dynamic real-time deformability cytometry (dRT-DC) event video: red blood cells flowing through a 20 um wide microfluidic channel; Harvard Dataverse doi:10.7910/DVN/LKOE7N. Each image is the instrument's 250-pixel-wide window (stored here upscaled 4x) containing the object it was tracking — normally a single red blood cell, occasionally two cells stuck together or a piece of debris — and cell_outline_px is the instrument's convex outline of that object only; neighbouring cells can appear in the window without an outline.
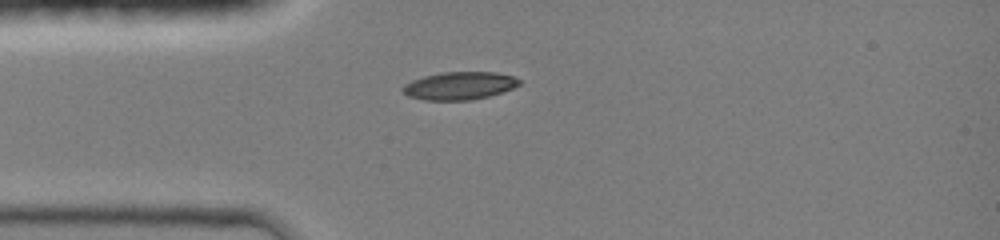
{"species": "common noctule bat (a hibernating species)", "species_latin": "Nyctalus noctula", "temperature_condition": "room temperature", "stored_images_in_passage": 34, "camera_frame_rate_fps": 3000, "um_per_image_px": 0.085, "animal": {"sex": "female", "body_mass_g": 19.0, "forearm_length_mm": 51.5}, "frame": {"image": 1, "passage_image": 1, "time_ms": 0.0, "image_size_px": [1000, 240], "cell_outline_px": [[520, 84], [512, 88], [488, 96], [472, 100], [424, 100], [408, 96], [400, 88], [404, 84], [412, 80], [424, 76], [440, 72], [496, 72], [512, 76], [520, 80]], "centroid_in_image_um": [39.01, 7.28], "position_along_channel_um": 46.0, "area_um2": 18.84}}
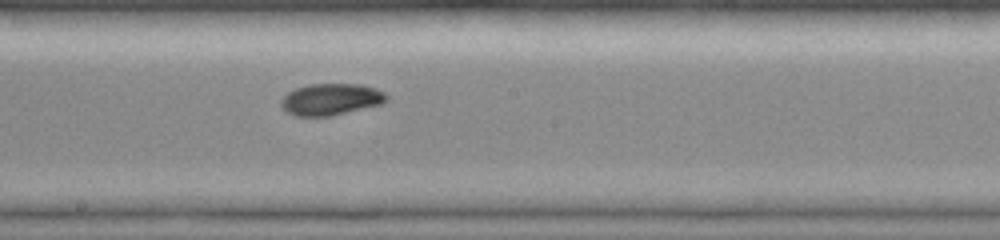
{"frame": {"image": 2, "passage_image": 14, "time_ms": 4.333, "image_size_px": [1000, 240], "cell_outline_px": [[388, 100], [380, 104], [328, 116], [296, 116], [288, 112], [280, 104], [280, 100], [288, 92], [296, 88], [308, 84], [360, 84], [376, 88], [384, 92], [388, 96]], "centroid_in_image_um": [28.12, 8.43], "position_along_channel_um": 220.1, "area_um2": 19.25}}
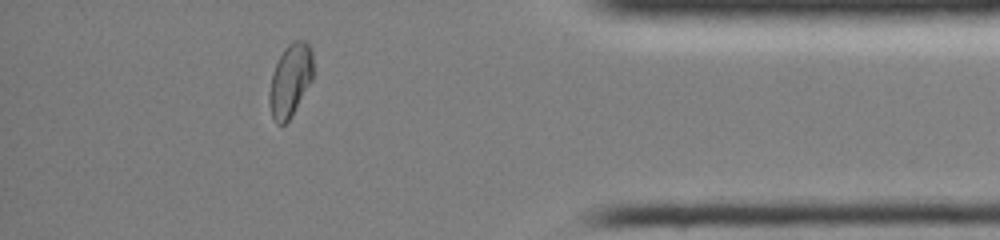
{"frame": {"image": 3, "passage_image": 29, "time_ms": 9.333, "image_size_px": [1000, 240], "cell_outline_px": [[312, 80], [292, 116], [284, 124], [276, 124], [272, 116], [268, 100], [268, 96], [272, 72], [284, 48], [292, 40], [304, 40], [312, 48]], "centroid_in_image_um": [24.66, 6.82], "position_along_channel_um": 410.5, "area_um2": 18.67}, "authors_computed_cell_mechanics": {"area_um2": 19.1318, "velocity_mm_per_s": 4.2516, "shape_relaxation_time_tau1_ms": 5.5857, "shape_relaxation_time_tau2_ms": 7.3829, "deformation_change_tau1": 0.1521, "deformation_change_tau2": 0.0855}}